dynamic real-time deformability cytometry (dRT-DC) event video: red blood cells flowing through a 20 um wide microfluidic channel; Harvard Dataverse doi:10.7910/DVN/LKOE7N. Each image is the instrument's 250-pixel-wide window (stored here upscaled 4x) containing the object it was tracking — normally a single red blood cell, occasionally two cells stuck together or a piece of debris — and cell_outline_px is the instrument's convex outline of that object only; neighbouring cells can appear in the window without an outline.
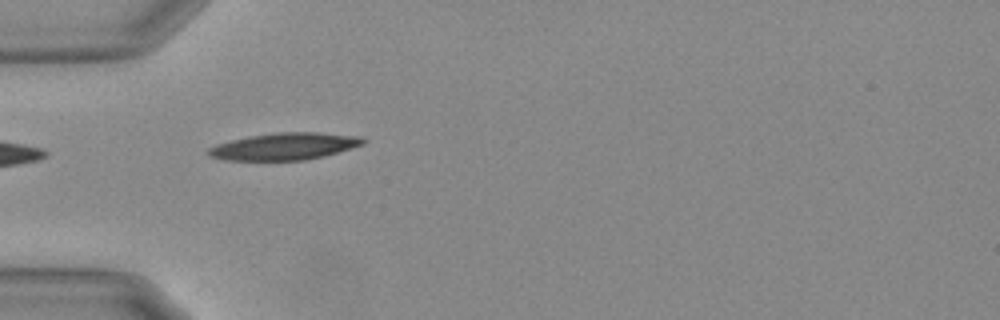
{"species": "Egyptian fruit bat (a non-hibernating species)", "species_latin": "Rousettus aegyptiacus", "temperature_condition": "warm", "stored_images_in_passage": 3, "camera_frame_rate_fps": 3000, "um_per_image_px": 0.085, "animal": {"sex": "female"}, "frame": {"image": 1, "passage_image": 1, "time_ms": 0.0, "image_size_px": [1000, 320], "cell_outline_px": [[368, 140], [364, 144], [324, 156], [304, 160], [224, 160], [212, 156], [204, 152], [208, 148], [216, 144], [248, 136], [276, 132], [320, 132], [364, 136]], "centroid_in_image_um": [24.22, 12.43], "position_along_channel_um": 60.8, "area_um2": 24.57}}